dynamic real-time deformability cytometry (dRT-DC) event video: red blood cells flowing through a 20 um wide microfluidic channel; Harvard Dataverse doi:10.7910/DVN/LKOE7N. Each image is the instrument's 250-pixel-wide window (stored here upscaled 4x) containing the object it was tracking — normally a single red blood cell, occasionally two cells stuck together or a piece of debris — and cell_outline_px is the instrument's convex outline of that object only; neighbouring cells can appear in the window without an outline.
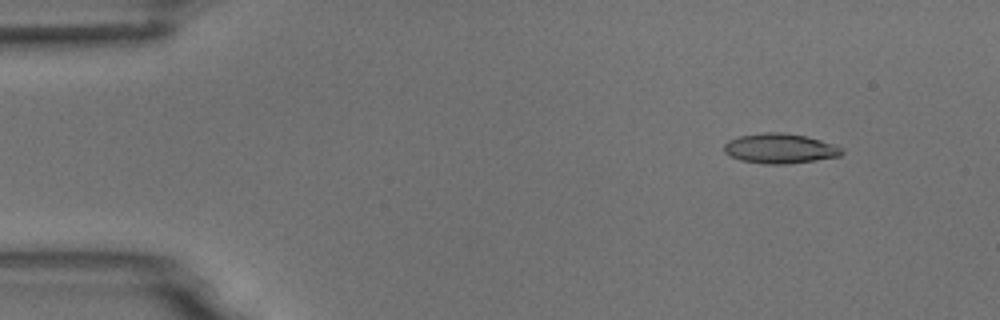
{"species": "common noctule bat (a hibernating species)", "species_latin": "Nyctalus noctula", "temperature_condition": "room temperature", "stored_images_in_passage": 5, "camera_frame_rate_fps": 3000, "um_per_image_px": 0.085, "animal": {"sex": "male", "body_mass_g": 18.8}, "frame": {"image": 1, "passage_image": 2, "time_ms": 0.333, "image_size_px": [1000, 320], "cell_outline_px": [[844, 152], [840, 156], [816, 160], [784, 164], [764, 164], [740, 160], [724, 152], [724, 144], [728, 140], [740, 136], [764, 132], [780, 132], [808, 136], [832, 144], [840, 148]], "centroid_in_image_um": [66.28, 12.62], "position_along_channel_um": 18.7, "area_um2": 20.4}}
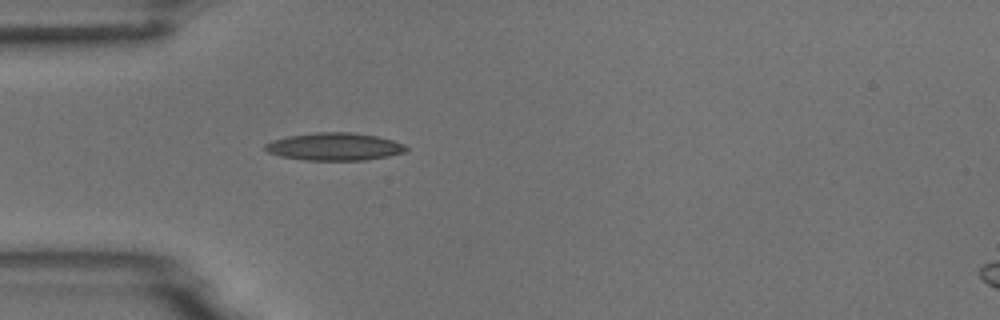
{"frame": {"image": 2, "passage_image": 5, "time_ms": 1.333, "image_size_px": [1000, 320], "cell_outline_px": [[408, 148], [404, 152], [388, 156], [368, 160], [304, 160], [280, 156], [268, 152], [264, 148], [264, 144], [272, 140], [288, 136], [316, 132], [352, 132], [376, 136], [392, 140], [404, 144]], "centroid_in_image_um": [28.41, 12.46], "position_along_channel_um": 56.6, "area_um2": 22.72}}